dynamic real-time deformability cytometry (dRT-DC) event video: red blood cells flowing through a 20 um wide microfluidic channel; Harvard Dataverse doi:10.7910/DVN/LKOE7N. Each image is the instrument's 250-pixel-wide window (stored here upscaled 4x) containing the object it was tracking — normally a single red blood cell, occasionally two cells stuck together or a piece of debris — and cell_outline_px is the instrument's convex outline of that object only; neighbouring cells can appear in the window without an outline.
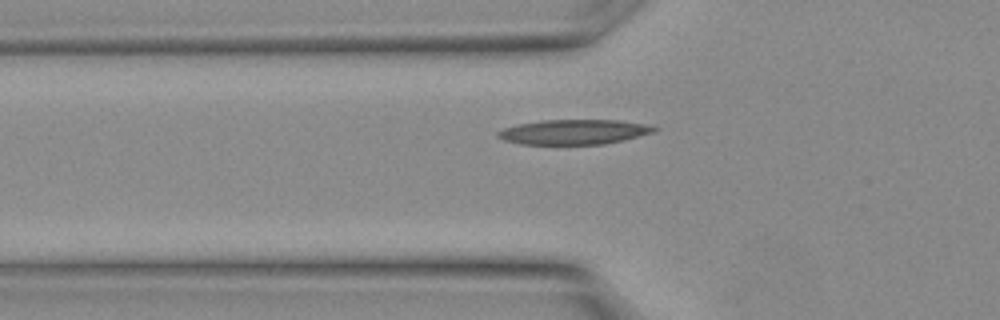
{"species": "Egyptian fruit bat (a non-hibernating species)", "species_latin": "Rousettus aegyptiacus", "temperature_condition": "warm", "stored_images_in_passage": 3, "camera_frame_rate_fps": 3000, "um_per_image_px": 0.085, "animal": {"sex": "female"}, "frame": {"image": 1, "passage_image": 2, "time_ms": 0.333, "image_size_px": [1000, 320], "cell_outline_px": [[660, 128], [656, 132], [624, 140], [604, 144], [520, 144], [504, 140], [496, 136], [496, 132], [504, 128], [516, 124], [540, 120], [620, 120], [648, 124]], "centroid_in_image_um": [48.81, 11.21], "position_along_channel_um": 77.0, "area_um2": 22.95}}